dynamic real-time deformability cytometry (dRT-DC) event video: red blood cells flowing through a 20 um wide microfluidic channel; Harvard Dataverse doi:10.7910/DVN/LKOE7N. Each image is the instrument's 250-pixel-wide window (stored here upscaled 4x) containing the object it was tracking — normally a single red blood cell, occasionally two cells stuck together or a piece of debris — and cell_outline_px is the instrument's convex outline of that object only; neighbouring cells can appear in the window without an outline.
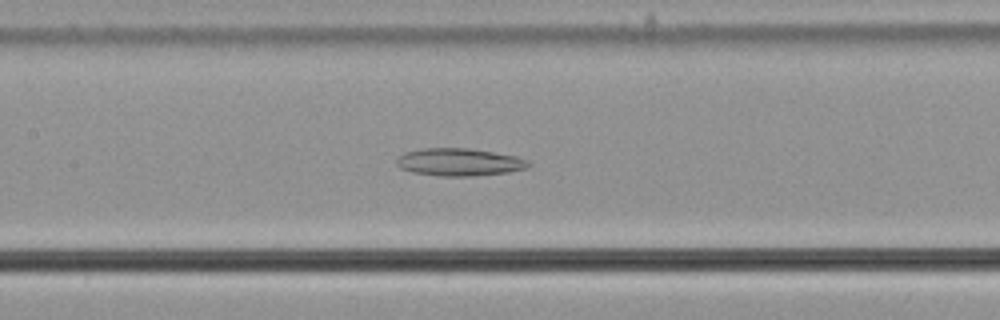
{"species": "common noctule bat (a hibernating species)", "species_latin": "Nyctalus noctula", "temperature_condition": "cold", "stored_images_in_passage": 40, "segment_of_instrument_passage": [1, 2], "camera_frame_rate_fps": 3000, "um_per_image_px": 0.085, "animal": {"sex": "male", "body_mass_g": 21.5, "forearm_length_mm": 52.0}, "frame": {"image": 1, "passage_image": 9, "time_ms": 2.667, "image_size_px": [1000, 320], "cell_outline_px": [[532, 164], [528, 168], [508, 172], [476, 176], [440, 176], [412, 172], [400, 168], [396, 164], [396, 160], [404, 152], [424, 148], [468, 148], [516, 156], [528, 160]], "centroid_in_image_um": [39.05, 13.78], "position_along_channel_um": 168.3, "area_um2": 21.27}}
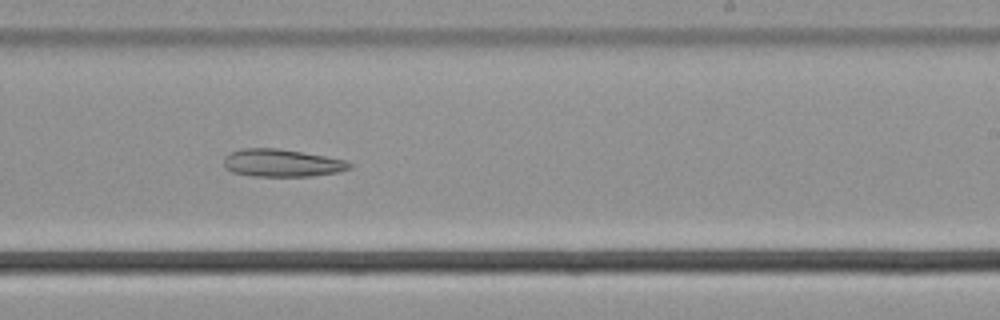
{"frame": {"image": 2, "passage_image": 17, "time_ms": 5.333, "image_size_px": [1000, 320], "cell_outline_px": [[352, 168], [336, 172], [312, 176], [252, 176], [232, 172], [224, 168], [224, 156], [228, 152], [244, 148], [276, 148], [324, 156], [344, 160], [352, 164]], "centroid_in_image_um": [23.9, 13.85], "position_along_channel_um": 265.1, "area_um2": 20.17}}
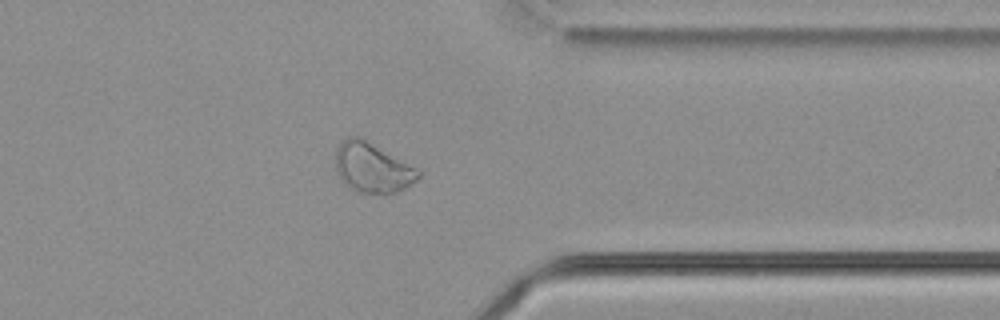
{"frame": {"image": 3, "passage_image": 27, "time_ms": 8.667, "image_size_px": [1000, 320], "cell_outline_px": [[420, 176], [416, 180], [404, 188], [396, 192], [360, 192], [344, 184], [340, 180], [336, 168], [336, 148], [348, 136], [356, 136], [364, 140], [420, 172]], "centroid_in_image_um": [31.57, 14.27], "position_along_channel_um": 379.8, "area_um2": 22.77}}